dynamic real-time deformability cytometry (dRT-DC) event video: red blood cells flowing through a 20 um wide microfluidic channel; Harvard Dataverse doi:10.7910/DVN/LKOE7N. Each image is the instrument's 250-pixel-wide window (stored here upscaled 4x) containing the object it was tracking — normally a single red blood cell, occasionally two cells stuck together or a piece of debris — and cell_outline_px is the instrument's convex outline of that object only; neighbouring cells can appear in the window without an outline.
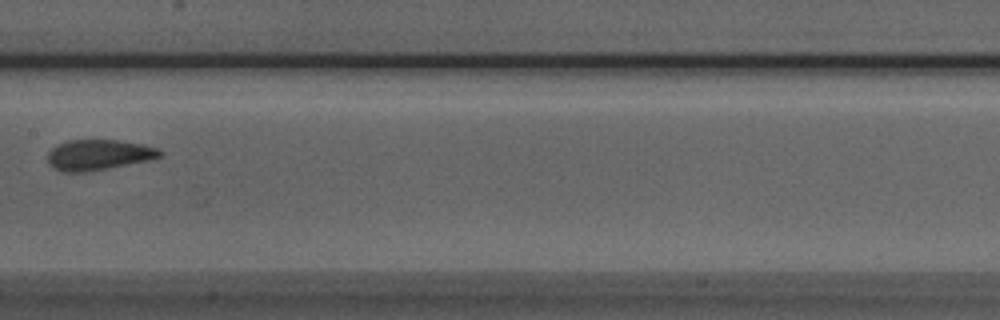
{"species": "Egyptian fruit bat (a non-hibernating species)", "species_latin": "Rousettus aegyptiacus", "temperature_condition": "room temperature", "stored_images_in_passage": 7, "camera_frame_rate_fps": 3000, "um_per_image_px": 0.085, "animal": {"sex": "male"}, "frame": {"image": 1, "passage_image": 6, "time_ms": 1.667, "image_size_px": [1000, 320], "cell_outline_px": [[164, 152], [160, 156], [148, 160], [84, 172], [60, 172], [52, 168], [48, 164], [48, 152], [56, 144], [68, 140], [116, 140], [144, 144], [160, 148]], "centroid_in_image_um": [8.34, 13.15], "position_along_channel_um": 199.1, "area_um2": 20.0}}
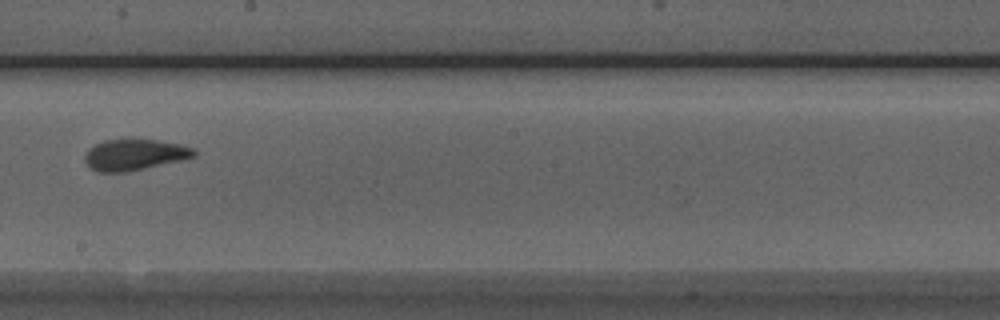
{"frame": {"image": 2, "passage_image": 7, "time_ms": 2.0, "image_size_px": [1000, 320], "cell_outline_px": [[196, 156], [180, 160], [128, 172], [100, 172], [92, 168], [84, 160], [84, 156], [88, 148], [104, 140], [128, 136], [136, 136], [160, 140], [180, 144], [196, 148]], "centroid_in_image_um": [11.44, 13.09], "position_along_channel_um": 236.8, "area_um2": 20.58}}